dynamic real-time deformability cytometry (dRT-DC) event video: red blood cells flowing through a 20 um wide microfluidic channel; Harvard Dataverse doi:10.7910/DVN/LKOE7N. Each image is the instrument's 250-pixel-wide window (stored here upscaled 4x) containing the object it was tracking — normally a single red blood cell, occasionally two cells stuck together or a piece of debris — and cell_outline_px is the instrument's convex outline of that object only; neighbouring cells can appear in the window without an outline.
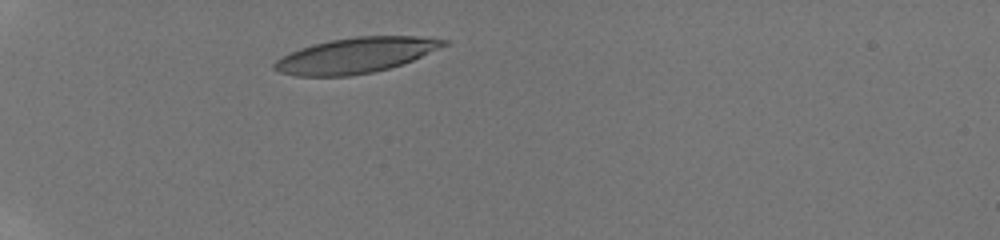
{"species": "human", "species_latin": "Homo sapiens", "temperature_condition": "room temperature", "stored_images_in_passage": 16, "camera_frame_rate_fps": 3000, "um_per_image_px": 0.085, "donor": {"sex": "male"}, "frame": {"image": 1, "passage_image": 1, "time_ms": 0.0, "image_size_px": [1000, 240], "cell_outline_px": [[448, 44], [412, 60], [388, 68], [372, 72], [348, 76], [296, 76], [280, 72], [272, 68], [272, 64], [280, 56], [300, 48], [312, 44], [328, 40], [356, 36], [432, 36], [448, 40]], "centroid_in_image_um": [30.22, 4.69], "position_along_channel_um": 54.8, "area_um2": 35.03}}
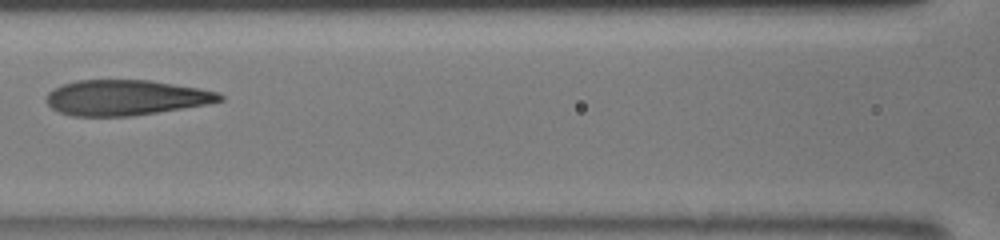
{"frame": {"image": 2, "passage_image": 6, "time_ms": 3.333, "image_size_px": [1000, 240], "cell_outline_px": [[224, 100], [208, 104], [184, 108], [132, 116], [72, 116], [60, 112], [52, 108], [44, 100], [48, 92], [52, 88], [76, 80], [148, 80], [200, 88], [220, 92], [224, 96]], "centroid_in_image_um": [10.69, 8.3], "position_along_channel_um": 155.9, "area_um2": 35.95}}
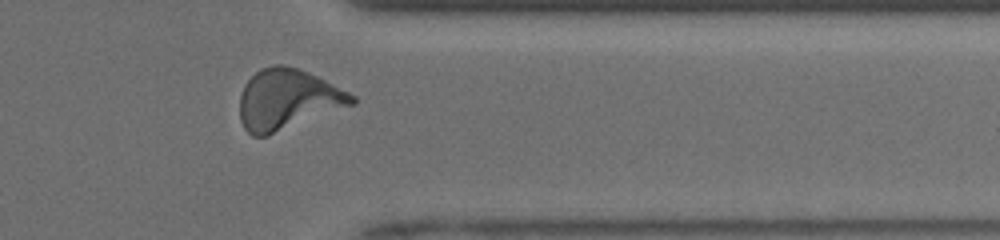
{"frame": {"image": 3, "passage_image": 14, "time_ms": 9.0, "image_size_px": [1000, 240], "cell_outline_px": [[356, 104], [264, 136], [252, 136], [244, 128], [240, 120], [240, 96], [244, 84], [260, 68], [272, 64], [280, 64], [296, 68], [308, 72], [356, 96]], "centroid_in_image_um": [24.43, 8.44], "position_along_channel_um": 387.0, "area_um2": 39.13}, "authors_computed_cell_mechanics": {"area_um2": 36.7897, "velocity_mm_per_s": 4.1072, "shape_relaxation_time_tau1_ms": 3.378, "shape_relaxation_time_tau2_ms": 0.9457, "deformation_change_tau1": 0.1774, "deformation_change_tau2": 0.0859}}